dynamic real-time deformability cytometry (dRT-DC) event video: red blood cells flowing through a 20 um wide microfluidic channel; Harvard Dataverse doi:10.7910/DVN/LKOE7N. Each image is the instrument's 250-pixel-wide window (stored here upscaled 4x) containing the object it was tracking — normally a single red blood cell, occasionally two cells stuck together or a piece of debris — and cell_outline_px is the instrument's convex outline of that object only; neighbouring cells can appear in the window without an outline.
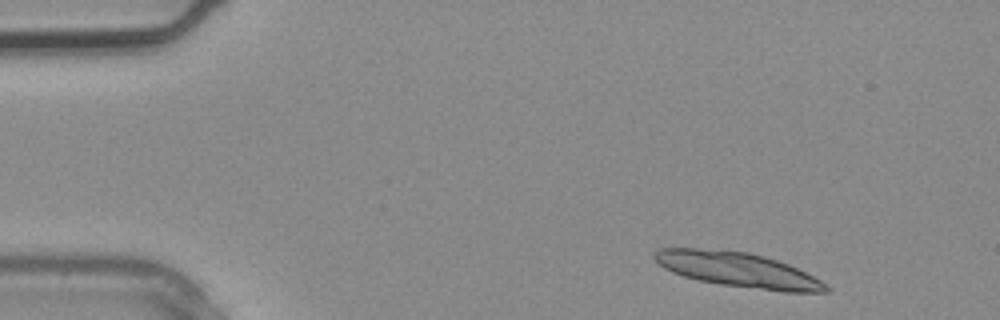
{"species": "common noctule bat (a hibernating species)", "species_latin": "Nyctalus noctula", "temperature_condition": "warm", "stored_images_in_passage": 2, "camera_frame_rate_fps": 3000, "um_per_image_px": 0.085, "animal": {"sex": "male", "body_mass_g": 20.4}, "frame": {"image": 1, "passage_image": 1, "time_ms": 0.0, "image_size_px": [1000, 320], "cell_outline_px": [[832, 288], [828, 292], [784, 292], [720, 284], [700, 280], [684, 276], [672, 272], [664, 268], [652, 256], [652, 252], [660, 248], [696, 248], [748, 252], [764, 256], [788, 264], [820, 280]], "centroid_in_image_um": [62.72, 22.93], "position_along_channel_um": 22.3, "area_um2": 34.51}}